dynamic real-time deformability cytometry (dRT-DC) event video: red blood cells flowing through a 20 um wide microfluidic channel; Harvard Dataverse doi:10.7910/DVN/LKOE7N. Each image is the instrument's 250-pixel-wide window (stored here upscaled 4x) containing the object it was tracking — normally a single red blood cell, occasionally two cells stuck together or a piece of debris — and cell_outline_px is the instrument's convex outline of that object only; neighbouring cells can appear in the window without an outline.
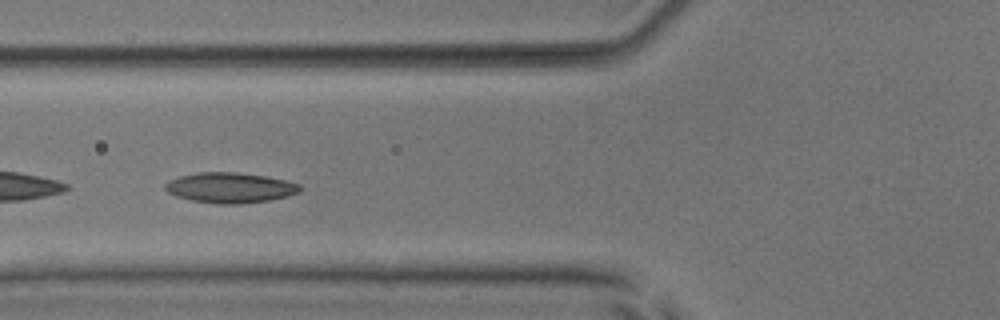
{"species": "common noctule bat (a hibernating species)", "species_latin": "Nyctalus noctula", "temperature_condition": "room temperature", "stored_images_in_passage": 38, "camera_frame_rate_fps": 3000, "um_per_image_px": 0.085, "animal": {"sex": "male", "body_mass_g": 17.9, "forearm_length_mm": 54.2}, "frame": {"image": 1, "passage_image": 6, "time_ms": 1.667, "image_size_px": [1000, 320], "cell_outline_px": [[300, 192], [288, 196], [268, 200], [240, 204], [216, 204], [192, 200], [176, 196], [168, 192], [164, 188], [164, 184], [168, 180], [180, 176], [200, 172], [236, 172], [264, 176], [288, 180], [300, 184]], "centroid_in_image_um": [19.55, 15.95], "position_along_channel_um": 106.2, "area_um2": 23.87}}
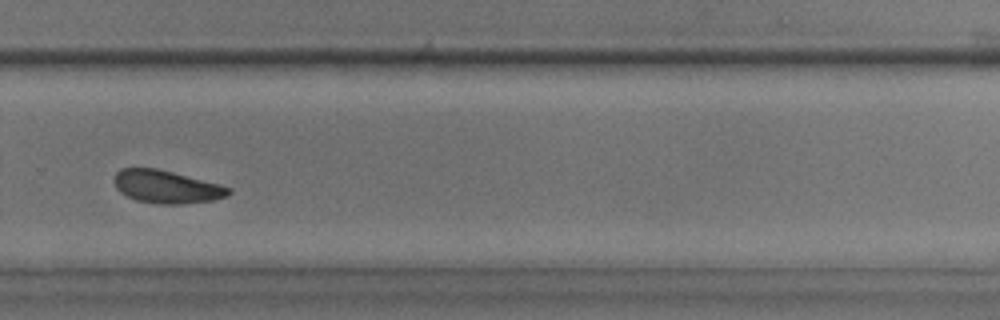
{"frame": {"image": 2, "passage_image": 22, "time_ms": 7.0, "image_size_px": [1000, 320], "cell_outline_px": [[232, 192], [228, 196], [212, 200], [184, 204], [160, 204], [136, 200], [120, 192], [116, 188], [112, 180], [116, 172], [120, 168], [156, 168], [220, 184], [232, 188]], "centroid_in_image_um": [14.15, 15.87], "position_along_channel_um": 315.7, "area_um2": 22.02}}
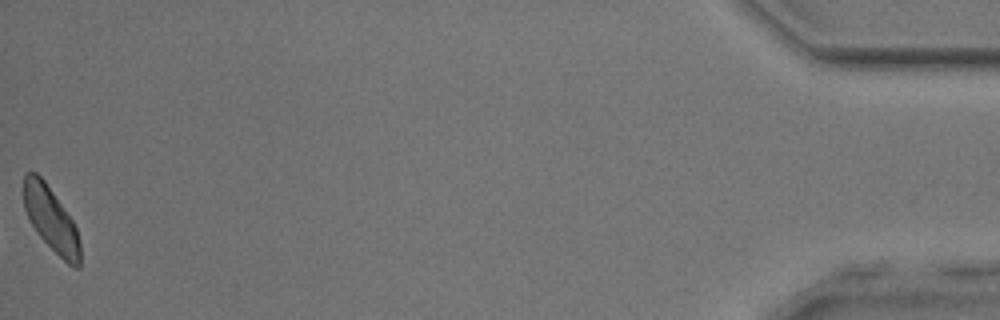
{"frame": {"image": 3, "passage_image": 38, "time_ms": 12.333, "image_size_px": [1000, 320], "cell_outline_px": [[80, 268], [76, 268], [68, 264], [36, 232], [24, 208], [24, 172], [36, 172], [44, 180], [72, 220], [76, 228], [80, 244]], "centroid_in_image_um": [4.34, 18.63], "position_along_channel_um": 430.9, "area_um2": 20.69}, "authors_computed_cell_mechanics": {"area_um2": 22.253, "velocity_mm_per_s": 3.9346, "shape_relaxation_time_tau1_ms": null, "shape_relaxation_time_tau2_ms": 2.4038, "deformation_change_tau1": null, "deformation_change_tau2": 0.0832}}